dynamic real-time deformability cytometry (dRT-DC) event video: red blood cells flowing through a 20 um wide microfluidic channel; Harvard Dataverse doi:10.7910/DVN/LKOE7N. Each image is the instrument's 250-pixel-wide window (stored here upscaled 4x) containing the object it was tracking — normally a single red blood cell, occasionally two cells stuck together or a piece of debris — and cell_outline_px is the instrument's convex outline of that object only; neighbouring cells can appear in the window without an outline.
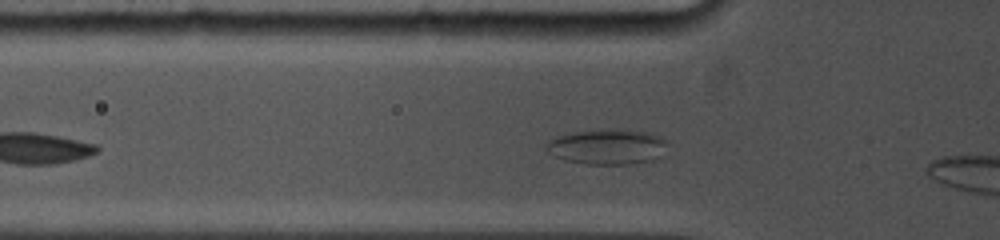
{"species": "common noctule bat (a hibernating species)", "species_latin": "Nyctalus noctula", "temperature_condition": "cold", "stored_images_in_passage": 34, "camera_frame_rate_fps": 5000, "um_per_image_px": 0.085, "animal": {"sex": "female", "body_mass_g": 19.0, "forearm_length_mm": 53.3}, "frame": {"image": 1, "passage_image": 13, "time_ms": 1.8, "image_size_px": [1000, 240], "cell_outline_px": [[672, 144], [660, 156], [652, 160], [632, 164], [588, 164], [564, 160], [548, 152], [544, 148], [544, 144], [548, 140], [556, 136], [572, 132], [600, 128], [616, 128], [648, 132], [660, 136], [668, 140]], "centroid_in_image_um": [51.65, 12.45], "position_along_channel_um": 74.1, "area_um2": 25.72}}
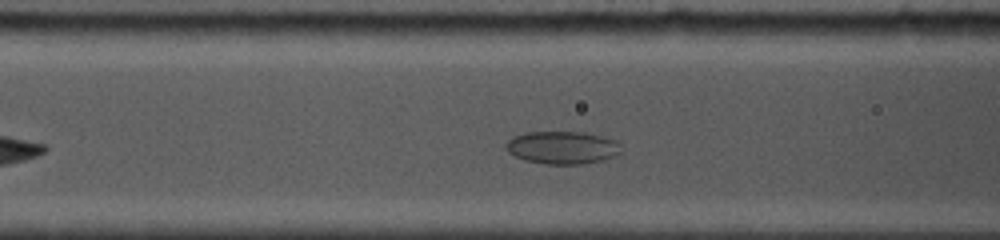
{"frame": {"image": 2, "passage_image": 22, "time_ms": 3.0, "image_size_px": [1000, 240], "cell_outline_px": [[620, 152], [616, 156], [604, 160], [580, 164], [544, 164], [524, 160], [508, 152], [504, 144], [512, 136], [524, 132], [584, 132], [616, 140], [620, 144]], "centroid_in_image_um": [47.78, 12.54], "position_along_channel_um": 118.8, "area_um2": 22.14}}
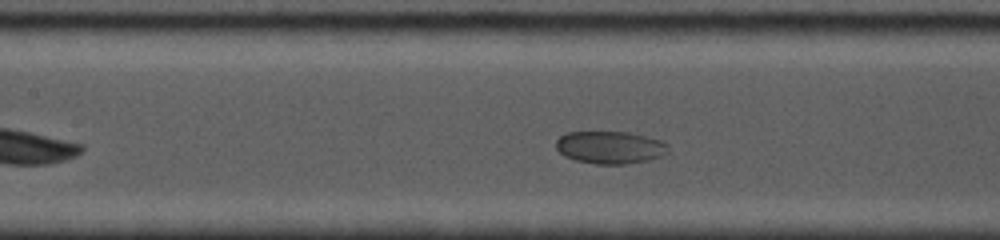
{"frame": {"image": 3, "passage_image": 29, "time_ms": 4.0, "image_size_px": [1000, 240], "cell_outline_px": [[668, 152], [660, 156], [648, 160], [624, 164], [596, 164], [576, 160], [564, 156], [556, 148], [556, 140], [560, 136], [568, 132], [628, 132], [660, 140], [668, 144]], "centroid_in_image_um": [51.84, 12.53], "position_along_channel_um": 155.6, "area_um2": 21.15}}